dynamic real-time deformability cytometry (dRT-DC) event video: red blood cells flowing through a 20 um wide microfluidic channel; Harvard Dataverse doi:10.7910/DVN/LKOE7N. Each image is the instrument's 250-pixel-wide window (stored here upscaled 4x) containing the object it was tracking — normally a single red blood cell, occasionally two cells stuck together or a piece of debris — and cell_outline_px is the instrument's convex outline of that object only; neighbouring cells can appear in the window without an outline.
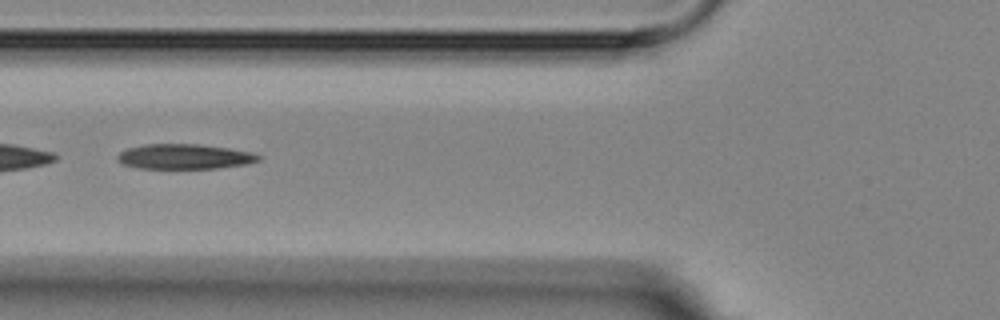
{"species": "Egyptian fruit bat (a non-hibernating species)", "species_latin": "Rousettus aegyptiacus", "temperature_condition": "room temperature", "stored_images_in_passage": 6, "camera_frame_rate_fps": 3000, "um_per_image_px": 0.085, "animal": {"sex": "female"}, "frame": {"image": 1, "passage_image": 4, "time_ms": 3.667, "image_size_px": [1000, 320], "cell_outline_px": [[260, 160], [244, 164], [216, 168], [140, 168], [124, 164], [116, 156], [120, 152], [128, 148], [144, 144], [200, 144], [228, 148], [248, 152], [260, 156]], "centroid_in_image_um": [15.65, 13.3], "position_along_channel_um": 110.1, "area_um2": 20.17}}
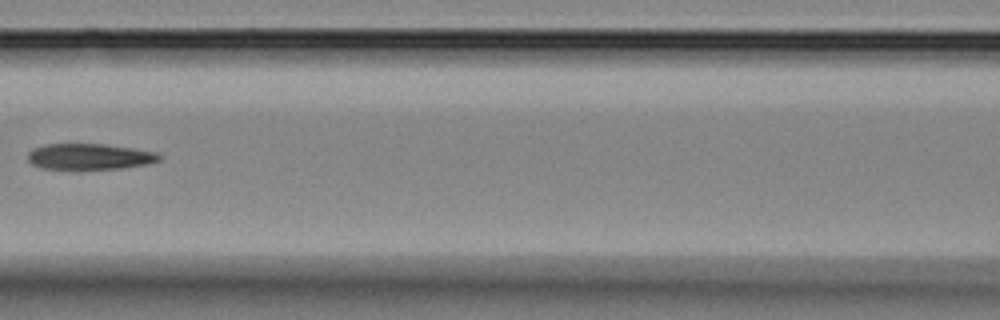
{"frame": {"image": 2, "passage_image": 5, "time_ms": 5.0, "image_size_px": [1000, 320], "cell_outline_px": [[160, 160], [148, 164], [120, 168], [40, 168], [32, 164], [28, 160], [28, 152], [32, 148], [44, 144], [104, 144], [132, 148], [156, 152], [160, 156]], "centroid_in_image_um": [7.58, 13.29], "position_along_channel_um": 159.0, "area_um2": 19.59}}
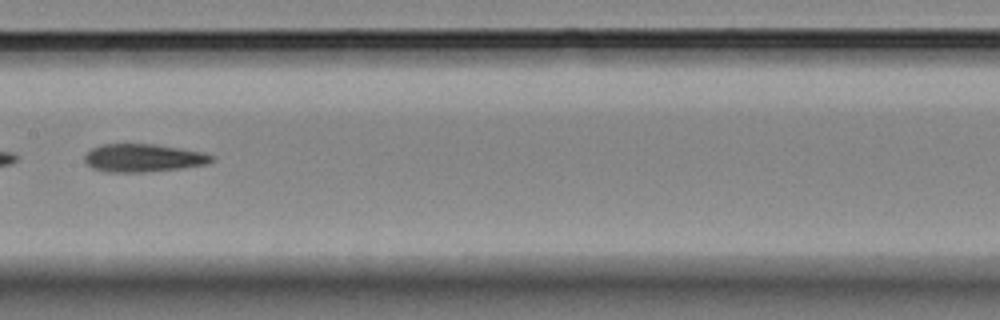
{"frame": {"image": 3, "passage_image": 6, "time_ms": 6.0, "image_size_px": [1000, 320], "cell_outline_px": [[216, 160], [208, 164], [184, 168], [144, 172], [104, 172], [92, 168], [84, 160], [84, 156], [92, 148], [100, 144], [156, 144], [204, 152], [216, 156]], "centroid_in_image_um": [12.23, 13.43], "position_along_channel_um": 195.2, "area_um2": 21.04}}